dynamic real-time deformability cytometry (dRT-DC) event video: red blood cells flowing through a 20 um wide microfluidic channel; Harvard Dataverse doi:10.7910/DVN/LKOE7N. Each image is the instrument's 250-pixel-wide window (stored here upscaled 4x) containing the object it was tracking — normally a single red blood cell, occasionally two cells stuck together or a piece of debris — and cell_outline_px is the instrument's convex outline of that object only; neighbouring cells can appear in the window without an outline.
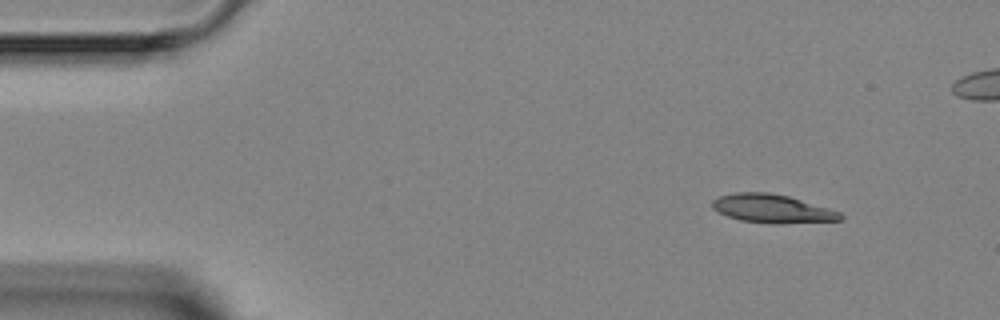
{"species": "Egyptian fruit bat (a non-hibernating species)", "species_latin": "Rousettus aegyptiacus", "temperature_condition": "room temperature", "stored_images_in_passage": 4, "camera_frame_rate_fps": 3000, "um_per_image_px": 0.085, "animal": {"sex": "female"}, "frame": {"image": 1, "passage_image": 1, "time_ms": 0.0, "image_size_px": [1000, 320], "cell_outline_px": [[844, 216], [840, 220], [776, 224], [740, 220], [716, 212], [712, 208], [712, 200], [720, 196], [736, 192], [768, 192], [788, 196], [840, 212]], "centroid_in_image_um": [65.59, 17.73], "position_along_channel_um": 19.4, "area_um2": 21.1}}